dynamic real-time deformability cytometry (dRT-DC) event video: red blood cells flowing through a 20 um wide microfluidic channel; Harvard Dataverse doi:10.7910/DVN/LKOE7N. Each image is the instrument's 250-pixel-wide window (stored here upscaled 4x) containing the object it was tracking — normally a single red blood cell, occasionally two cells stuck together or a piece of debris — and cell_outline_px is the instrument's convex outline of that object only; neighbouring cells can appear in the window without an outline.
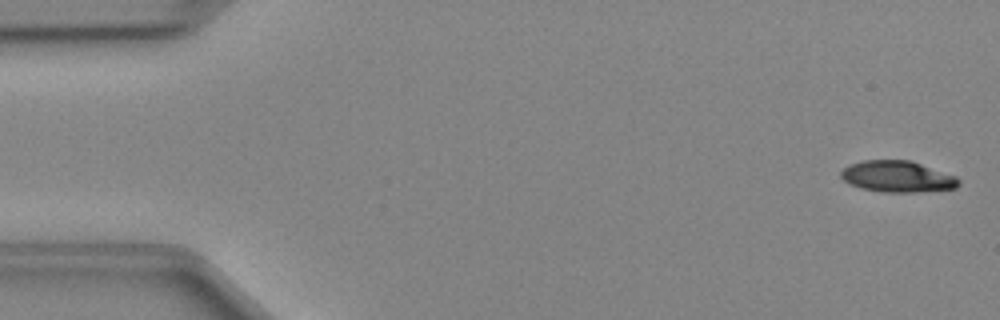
{"species": "Egyptian fruit bat (a non-hibernating species)", "species_latin": "Rousettus aegyptiacus", "temperature_condition": "cold", "stored_images_in_passage": 47, "camera_frame_rate_fps": 3000, "um_per_image_px": 0.085, "animal": {"sex": "female"}, "frame": {"image": 1, "passage_image": 1, "time_ms": 0.0, "image_size_px": [1000, 320], "cell_outline_px": [[960, 184], [956, 188], [916, 192], [884, 192], [860, 188], [848, 184], [840, 176], [840, 172], [848, 164], [864, 160], [912, 160], [956, 176], [960, 180]], "centroid_in_image_um": [76.27, 15.0], "position_along_channel_um": 8.7, "area_um2": 21.68}}
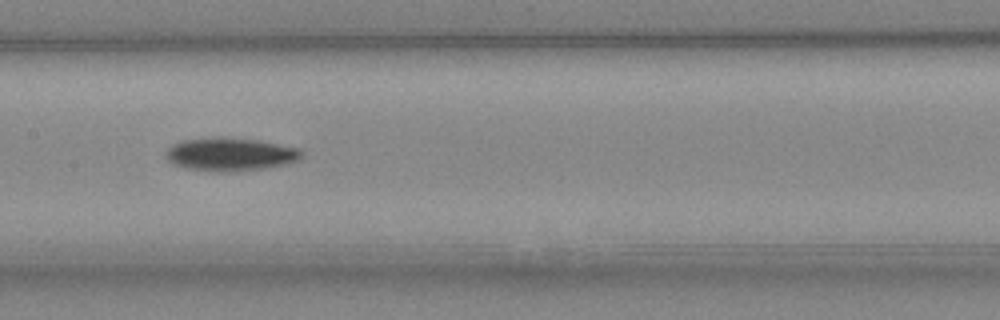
{"frame": {"image": 2, "passage_image": 23, "time_ms": 7.333, "image_size_px": [1000, 320], "cell_outline_px": [[304, 156], [300, 160], [284, 164], [264, 168], [232, 172], [212, 172], [184, 168], [172, 164], [164, 156], [168, 148], [172, 144], [180, 140], [220, 136], [224, 136], [256, 140], [300, 148], [304, 152]], "centroid_in_image_um": [19.55, 13.11], "position_along_channel_um": 187.9, "area_um2": 26.82}}
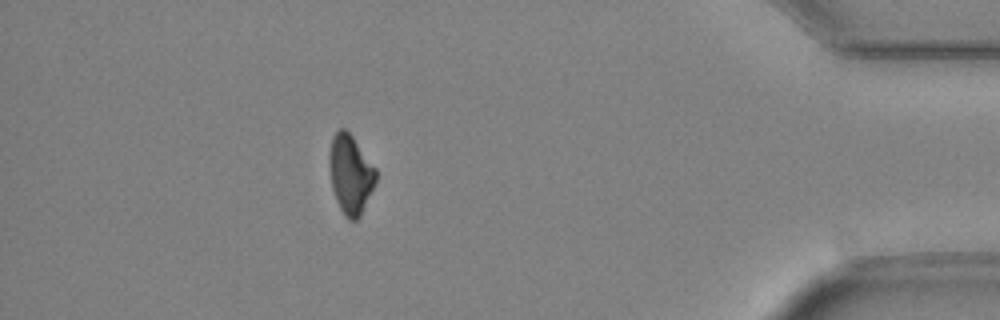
{"frame": {"image": 3, "passage_image": 42, "time_ms": 13.667, "image_size_px": [1000, 320], "cell_outline_px": [[376, 180], [360, 216], [356, 220], [348, 220], [344, 216], [336, 200], [332, 188], [328, 164], [328, 156], [332, 136], [340, 128], [344, 128], [352, 136], [376, 168]], "centroid_in_image_um": [29.76, 14.8], "position_along_channel_um": 405.4, "area_um2": 21.39}}